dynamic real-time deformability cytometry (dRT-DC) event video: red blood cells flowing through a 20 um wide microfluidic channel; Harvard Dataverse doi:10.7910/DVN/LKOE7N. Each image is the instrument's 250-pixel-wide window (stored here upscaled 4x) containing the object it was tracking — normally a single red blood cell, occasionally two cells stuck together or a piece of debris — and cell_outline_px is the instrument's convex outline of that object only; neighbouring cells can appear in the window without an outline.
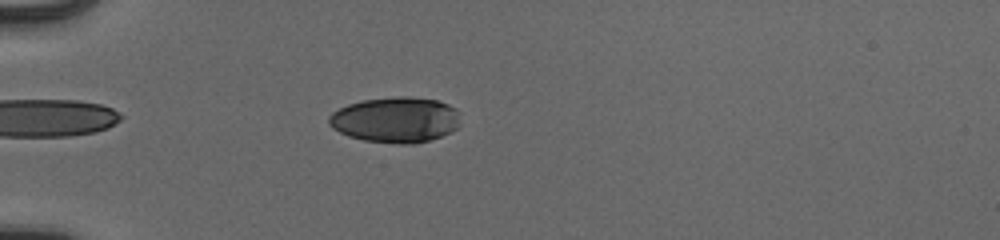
{"species": "human", "species_latin": "Homo sapiens", "temperature_condition": "cold", "stored_images_in_passage": 55, "camera_frame_rate_fps": 3000, "um_per_image_px": 0.085, "donor": {"sex": "male"}, "frame": {"image": 1, "passage_image": 18, "time_ms": 5.667, "image_size_px": [1000, 240], "cell_outline_px": [[456, 128], [440, 136], [428, 140], [412, 144], [396, 144], [364, 140], [348, 136], [332, 128], [328, 124], [328, 116], [332, 112], [348, 104], [364, 100], [400, 96], [408, 96], [436, 100], [448, 104], [456, 108]], "centroid_in_image_um": [33.55, 10.18], "position_along_channel_um": 51.4, "area_um2": 34.56}}
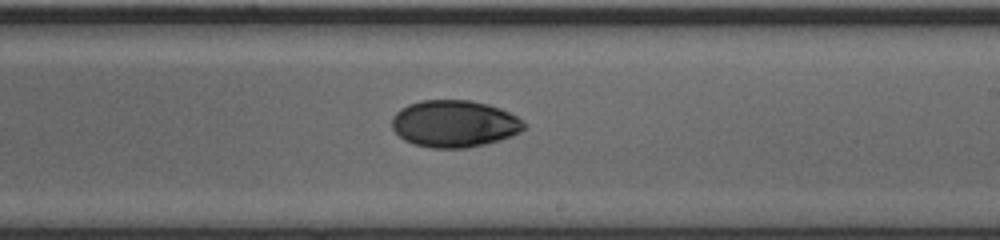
{"frame": {"image": 2, "passage_image": 35, "time_ms": 11.333, "image_size_px": [1000, 240], "cell_outline_px": [[528, 124], [520, 132], [512, 136], [500, 140], [468, 148], [432, 148], [416, 144], [404, 140], [392, 128], [392, 116], [400, 108], [408, 104], [420, 100], [472, 100], [488, 104], [500, 108], [516, 116]], "centroid_in_image_um": [38.63, 10.51], "position_along_channel_um": 250.4, "area_um2": 36.36}}
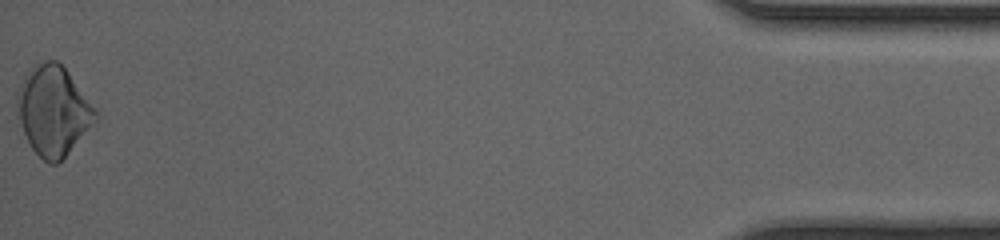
{"frame": {"image": 3, "passage_image": 55, "time_ms": 18.0, "image_size_px": [1000, 240], "cell_outline_px": [[96, 120], [64, 156], [56, 164], [48, 164], [32, 148], [24, 132], [20, 120], [16, 100], [20, 84], [24, 76], [36, 64], [44, 60], [56, 60], [68, 72], [96, 108]], "centroid_in_image_um": [4.52, 9.38], "position_along_channel_um": 430.7, "area_um2": 39.82}, "authors_computed_cell_mechanics": {"area_um2": 35.4314, "velocity_mm_per_s": 3.9607, "shape_relaxation_time_tau1_ms": 3.8605, "shape_relaxation_time_tau2_ms": null, "deformation_change_tau1": 0.1216, "deformation_change_tau2": null}}